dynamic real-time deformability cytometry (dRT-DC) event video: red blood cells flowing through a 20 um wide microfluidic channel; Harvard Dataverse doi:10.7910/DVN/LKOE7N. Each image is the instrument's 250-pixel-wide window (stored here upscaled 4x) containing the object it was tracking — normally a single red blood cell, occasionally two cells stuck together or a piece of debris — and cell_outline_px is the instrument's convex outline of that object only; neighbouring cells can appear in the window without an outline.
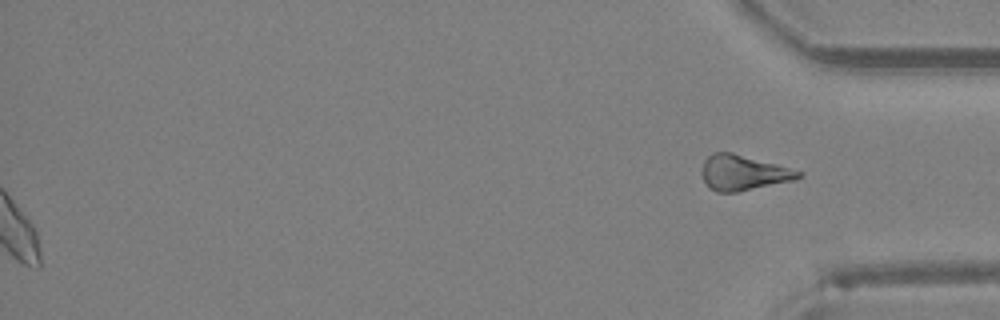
{"species": "Egyptian fruit bat (a non-hibernating species)", "species_latin": "Rousettus aegyptiacus", "temperature_condition": "room temperature", "stored_images_in_passage": 35, "segment_of_instrument_passage": [2, 2], "camera_frame_rate_fps": 3000, "um_per_image_px": 0.085, "animal": {"sex": "female"}, "frame": {"image": 1, "passage_image": 35, "time_ms": 11.333, "image_size_px": [1000, 320], "cell_outline_px": [[804, 172], [796, 180], [736, 192], [716, 192], [708, 188], [700, 172], [700, 168], [704, 160], [712, 152], [732, 152], [776, 164]], "centroid_in_image_um": [63.13, 14.68], "position_along_channel_um": 372.1, "area_um2": 20.0}}